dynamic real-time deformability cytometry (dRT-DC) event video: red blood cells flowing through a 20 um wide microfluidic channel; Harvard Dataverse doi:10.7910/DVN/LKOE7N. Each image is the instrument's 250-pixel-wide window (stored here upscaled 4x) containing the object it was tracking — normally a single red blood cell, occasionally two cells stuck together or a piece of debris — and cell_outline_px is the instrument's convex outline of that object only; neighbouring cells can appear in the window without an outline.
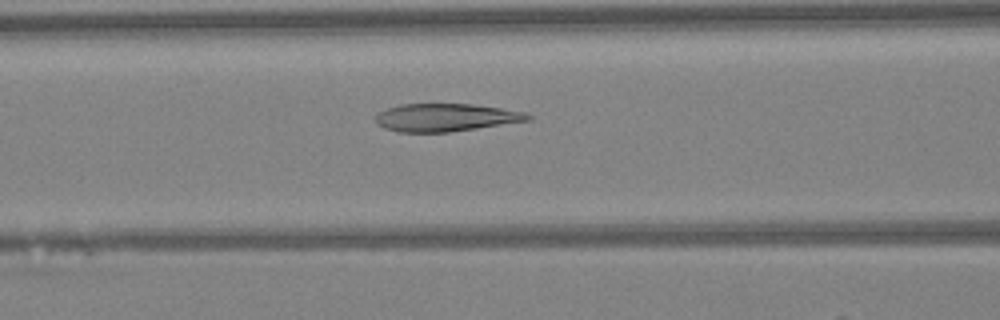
{"species": "Egyptian fruit bat (a non-hibernating species)", "species_latin": "Rousettus aegyptiacus", "temperature_condition": "warm", "stored_images_in_passage": 30, "camera_frame_rate_fps": 3000, "um_per_image_px": 0.085, "animal": {"sex": "female"}, "frame": {"image": 1, "passage_image": 7, "time_ms": 2.0, "image_size_px": [1000, 320], "cell_outline_px": [[532, 120], [448, 132], [400, 132], [384, 128], [376, 124], [376, 116], [380, 112], [388, 108], [400, 104], [472, 104], [500, 108], [524, 112], [532, 116]], "centroid_in_image_um": [37.88, 9.99], "position_along_channel_um": 128.7, "area_um2": 24.51}}
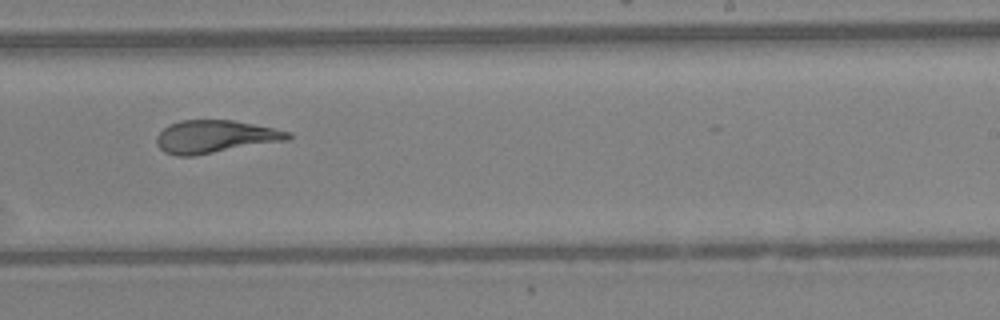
{"frame": {"image": 2, "passage_image": 17, "time_ms": 5.333, "image_size_px": [1000, 320], "cell_outline_px": [[292, 136], [288, 140], [192, 156], [176, 156], [164, 152], [156, 144], [156, 136], [168, 124], [180, 120], [232, 120], [292, 132]], "centroid_in_image_um": [18.25, 11.61], "position_along_channel_um": 270.8, "area_um2": 25.03}}
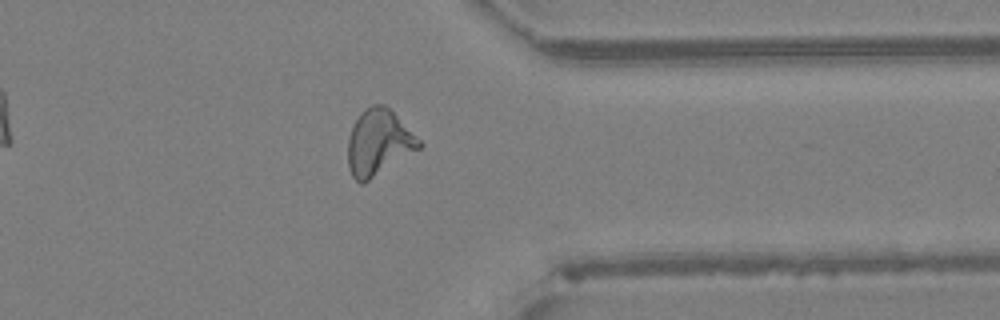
{"frame": {"image": 3, "passage_image": 25, "time_ms": 8.0, "image_size_px": [1000, 320], "cell_outline_px": [[424, 144], [420, 148], [364, 184], [360, 184], [352, 176], [348, 168], [348, 140], [352, 128], [360, 112], [364, 108], [372, 104], [384, 104]], "centroid_in_image_um": [32.16, 12.14], "position_along_channel_um": 379.2, "area_um2": 27.11}, "authors_computed_cell_mechanics": {"area_um2": 25.6343, "velocity_mm_per_s": 4.287, "shape_relaxation_time_tau1_ms": null, "shape_relaxation_time_tau2_ms": 1.7738, "deformation_change_tau1": null, "deformation_change_tau2": 0.1018}}